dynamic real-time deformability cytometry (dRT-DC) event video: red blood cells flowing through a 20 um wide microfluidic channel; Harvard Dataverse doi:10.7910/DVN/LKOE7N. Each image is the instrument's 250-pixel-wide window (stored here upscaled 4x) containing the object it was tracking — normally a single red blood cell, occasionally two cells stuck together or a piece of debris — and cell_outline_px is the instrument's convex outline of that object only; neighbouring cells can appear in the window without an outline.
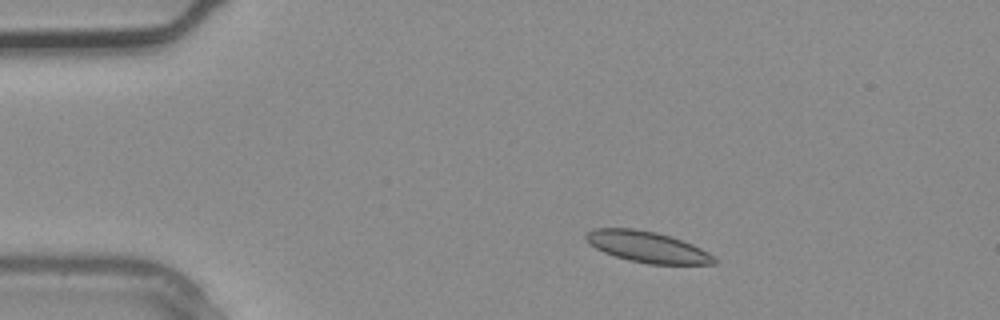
{"species": "common noctule bat (a hibernating species)", "species_latin": "Nyctalus noctula", "temperature_condition": "warm", "stored_images_in_passage": 3, "camera_frame_rate_fps": 3000, "um_per_image_px": 0.085, "animal": {"sex": "male", "body_mass_g": 20.4}, "frame": {"image": 1, "passage_image": 2, "time_ms": 0.333, "image_size_px": [1000, 320], "cell_outline_px": [[720, 260], [716, 264], [648, 264], [628, 260], [604, 252], [588, 244], [584, 236], [588, 232], [596, 228], [632, 228], [656, 232], [672, 236], [692, 244], [716, 256]], "centroid_in_image_um": [55.06, 20.99], "position_along_channel_um": 29.9, "area_um2": 23.35}}